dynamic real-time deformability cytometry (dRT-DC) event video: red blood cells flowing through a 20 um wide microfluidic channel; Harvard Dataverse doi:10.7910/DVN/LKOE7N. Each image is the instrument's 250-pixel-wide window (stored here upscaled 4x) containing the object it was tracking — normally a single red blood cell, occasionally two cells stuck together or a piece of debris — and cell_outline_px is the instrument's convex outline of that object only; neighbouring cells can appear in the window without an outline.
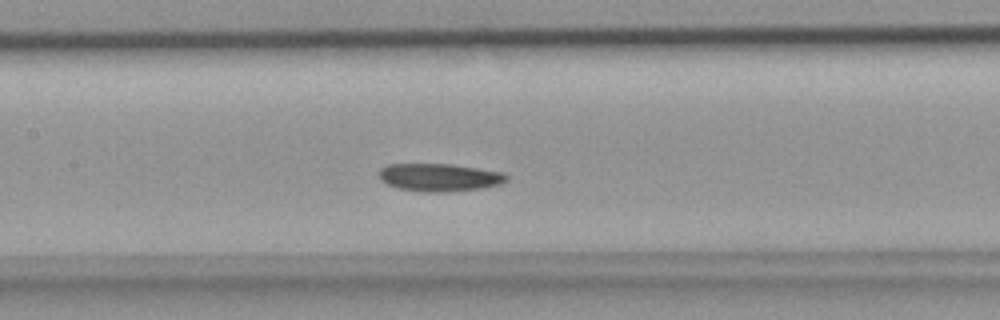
{"species": "common noctule bat (a hibernating species)", "species_latin": "Nyctalus noctula", "temperature_condition": "room temperature", "stored_images_in_passage": 34, "camera_frame_rate_fps": 3000, "um_per_image_px": 0.085, "animal": {"sex": "female", "body_mass_g": 18.4}, "frame": {"image": 1, "passage_image": 11, "time_ms": 3.333, "image_size_px": [1000, 320], "cell_outline_px": [[508, 176], [504, 180], [496, 184], [472, 188], [404, 188], [388, 184], [380, 176], [380, 172], [384, 168], [392, 164], [444, 164], [472, 168], [496, 172]], "centroid_in_image_um": [37.28, 15.0], "position_along_channel_um": 170.1, "area_um2": 17.92}}
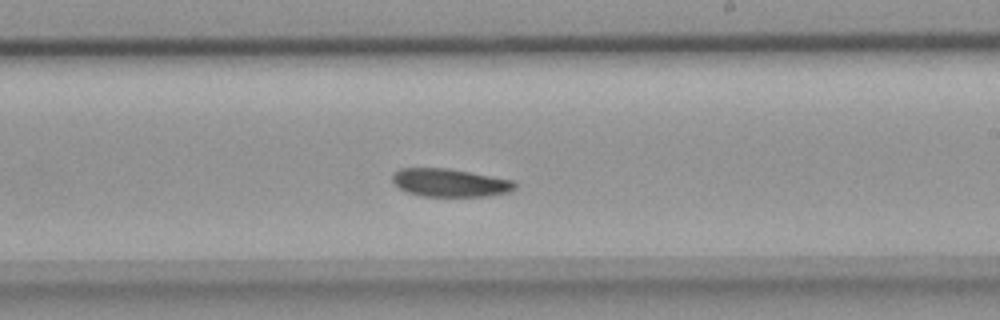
{"frame": {"image": 2, "passage_image": 16, "time_ms": 5.0, "image_size_px": [1000, 320], "cell_outline_px": [[516, 184], [512, 188], [504, 192], [480, 196], [428, 196], [412, 192], [400, 188], [392, 180], [392, 176], [396, 172], [404, 168], [440, 168], [464, 172], [508, 180]], "centroid_in_image_um": [38.14, 15.53], "position_along_channel_um": 250.9, "area_um2": 18.67}}
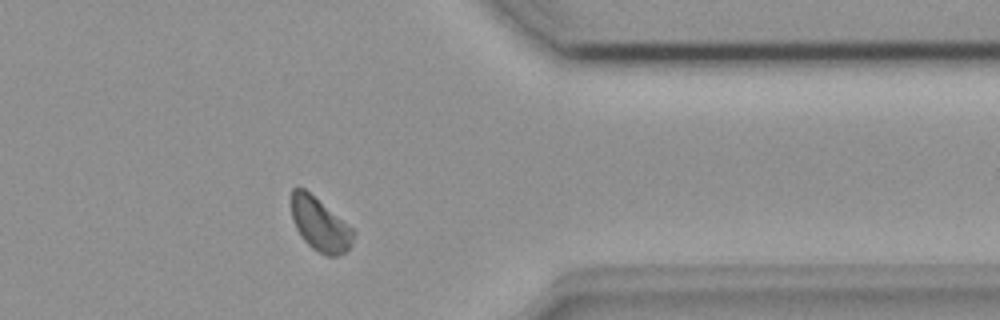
{"frame": {"image": 3, "passage_image": 25, "time_ms": 8.0, "image_size_px": [1000, 320], "cell_outline_px": [[352, 236], [348, 248], [344, 252], [336, 256], [328, 256], [312, 248], [304, 240], [296, 228], [292, 216], [292, 188], [304, 188], [352, 228]], "centroid_in_image_um": [27.15, 19.07], "position_along_channel_um": 384.2, "area_um2": 18.44}}